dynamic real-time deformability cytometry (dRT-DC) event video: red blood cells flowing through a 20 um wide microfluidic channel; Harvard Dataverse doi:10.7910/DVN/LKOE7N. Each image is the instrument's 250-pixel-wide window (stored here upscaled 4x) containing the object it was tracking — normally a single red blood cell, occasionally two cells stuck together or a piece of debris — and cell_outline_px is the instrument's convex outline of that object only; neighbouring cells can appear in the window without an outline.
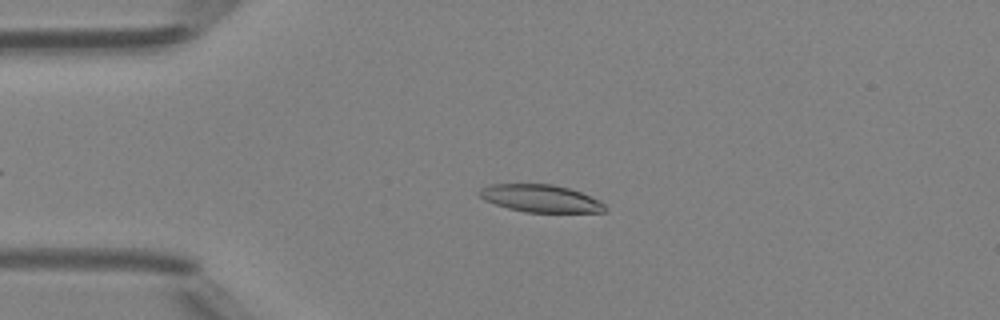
{"species": "Egyptian fruit bat (a non-hibernating species)", "species_latin": "Rousettus aegyptiacus", "temperature_condition": "room temperature", "stored_images_in_passage": 48, "camera_frame_rate_fps": 3000, "um_per_image_px": 0.085, "animal": {"sex": "female"}, "frame": {"image": 1, "passage_image": 11, "time_ms": 3.333, "image_size_px": [1000, 320], "cell_outline_px": [[608, 208], [604, 212], [524, 212], [508, 208], [484, 200], [476, 192], [480, 188], [492, 184], [552, 184], [568, 188], [580, 192], [600, 200]], "centroid_in_image_um": [45.94, 16.86], "position_along_channel_um": 39.1, "area_um2": 20.11}}
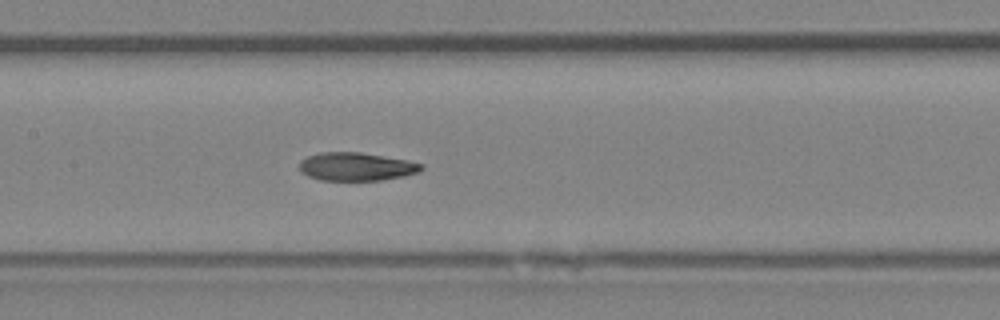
{"frame": {"image": 2, "passage_image": 23, "time_ms": 7.333, "image_size_px": [1000, 320], "cell_outline_px": [[424, 168], [420, 172], [404, 176], [384, 180], [320, 180], [308, 176], [300, 172], [300, 160], [308, 156], [320, 152], [360, 152], [408, 160], [424, 164]], "centroid_in_image_um": [30.31, 14.16], "position_along_channel_um": 177.1, "area_um2": 20.23}}
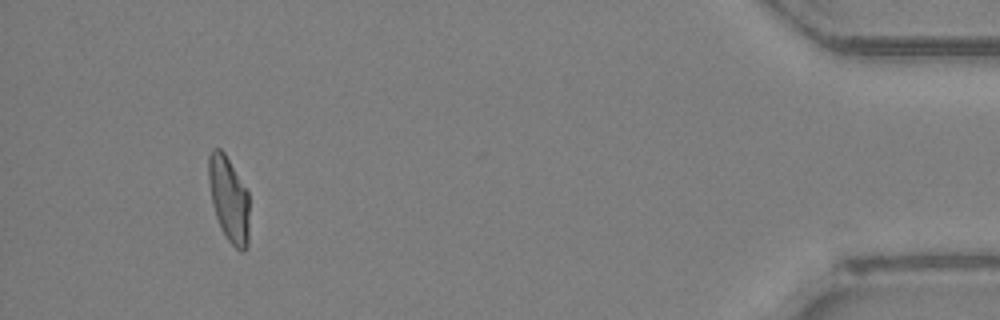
{"frame": {"image": 3, "passage_image": 45, "time_ms": 14.667, "image_size_px": [1000, 320], "cell_outline_px": [[248, 248], [244, 252], [240, 252], [228, 240], [216, 216], [212, 204], [208, 180], [208, 152], [212, 148], [220, 148], [224, 152], [248, 192]], "centroid_in_image_um": [19.44, 16.9], "position_along_channel_um": 415.8, "area_um2": 20.17}, "authors_computed_cell_mechanics": {"area_um2": 20.5768, "velocity_mm_per_s": 4.2144, "shape_relaxation_time_tau1_ms": null, "shape_relaxation_time_tau2_ms": 2.6201, "deformation_change_tau1": null, "deformation_change_tau2": 0.0977}}